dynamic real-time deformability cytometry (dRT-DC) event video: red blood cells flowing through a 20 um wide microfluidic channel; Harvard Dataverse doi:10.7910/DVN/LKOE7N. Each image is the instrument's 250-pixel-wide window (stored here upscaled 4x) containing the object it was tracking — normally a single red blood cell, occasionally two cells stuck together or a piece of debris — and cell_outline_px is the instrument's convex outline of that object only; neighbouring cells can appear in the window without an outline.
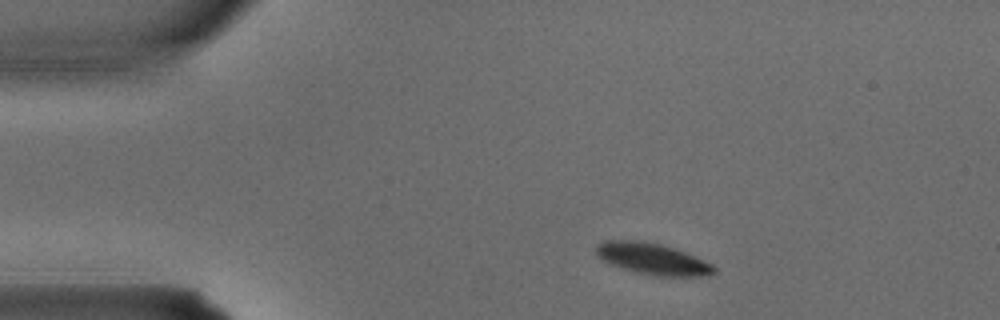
{"species": "common noctule bat (a hibernating species)", "species_latin": "Nyctalus noctula", "temperature_condition": "warm", "stored_images_in_passage": 1, "camera_frame_rate_fps": 3000, "um_per_image_px": 0.085, "animal": {"sex": "male", "body_mass_g": 15.6}, "frame": {"image": 1, "passage_image": 1, "time_ms": 0.0, "image_size_px": [1000, 320], "cell_outline_px": [[716, 272], [704, 276], [660, 276], [636, 272], [608, 264], [600, 260], [596, 256], [596, 244], [604, 240], [632, 240], [660, 244], [684, 252], [712, 264], [716, 268]], "centroid_in_image_um": [55.39, 22.0], "position_along_channel_um": 29.6, "area_um2": 21.44}}